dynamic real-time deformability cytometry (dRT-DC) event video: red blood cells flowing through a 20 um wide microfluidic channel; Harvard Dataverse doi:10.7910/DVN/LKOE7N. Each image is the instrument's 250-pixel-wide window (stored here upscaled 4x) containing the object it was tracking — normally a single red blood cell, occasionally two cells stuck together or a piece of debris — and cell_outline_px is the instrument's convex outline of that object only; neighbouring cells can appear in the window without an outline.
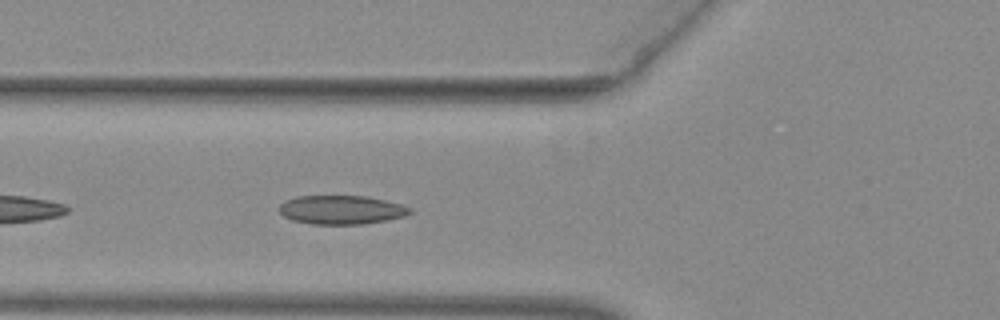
{"species": "common noctule bat (a hibernating species)", "species_latin": "Nyctalus noctula", "temperature_condition": "warm", "stored_images_in_passage": 24, "camera_frame_rate_fps": 3000, "um_per_image_px": 0.085, "animal": {"sex": "female", "body_mass_g": 29.2, "forearm_length_mm": 56.3}, "frame": {"image": 1, "passage_image": 5, "time_ms": 1.333, "image_size_px": [1000, 320], "cell_outline_px": [[412, 212], [404, 216], [388, 220], [364, 224], [312, 224], [292, 220], [284, 216], [280, 212], [280, 204], [284, 200], [296, 196], [368, 196], [400, 204], [412, 208]], "centroid_in_image_um": [29.02, 17.83], "position_along_channel_um": 96.8, "area_um2": 22.02}}
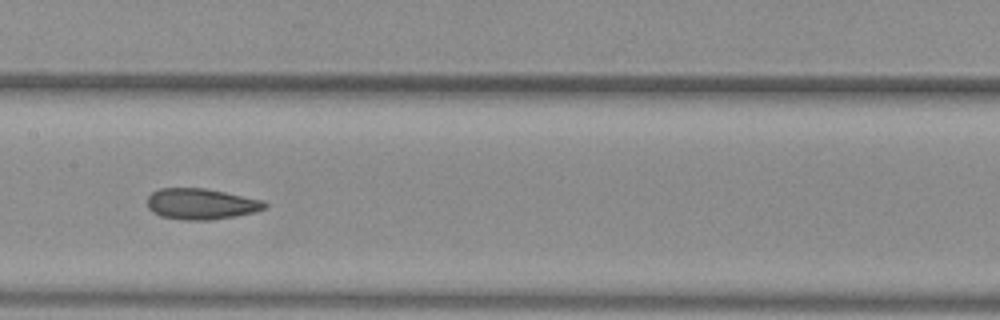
{"frame": {"image": 2, "passage_image": 12, "time_ms": 3.667, "image_size_px": [1000, 320], "cell_outline_px": [[268, 208], [256, 212], [208, 220], [184, 220], [160, 216], [152, 212], [148, 208], [148, 196], [152, 192], [160, 188], [204, 188], [264, 200], [268, 204]], "centroid_in_image_um": [17.1, 17.33], "position_along_channel_um": 190.3, "area_um2": 21.21}}
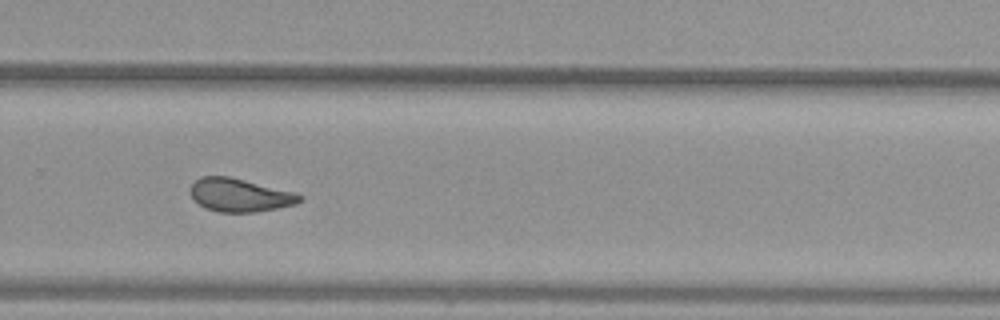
{"frame": {"image": 3, "passage_image": 21, "time_ms": 6.667, "image_size_px": [1000, 320], "cell_outline_px": [[304, 200], [296, 204], [256, 212], [216, 212], [204, 208], [192, 196], [192, 184], [200, 176], [228, 176], [292, 192], [304, 196]], "centroid_in_image_um": [20.39, 16.59], "position_along_channel_um": 309.4, "area_um2": 20.87}}